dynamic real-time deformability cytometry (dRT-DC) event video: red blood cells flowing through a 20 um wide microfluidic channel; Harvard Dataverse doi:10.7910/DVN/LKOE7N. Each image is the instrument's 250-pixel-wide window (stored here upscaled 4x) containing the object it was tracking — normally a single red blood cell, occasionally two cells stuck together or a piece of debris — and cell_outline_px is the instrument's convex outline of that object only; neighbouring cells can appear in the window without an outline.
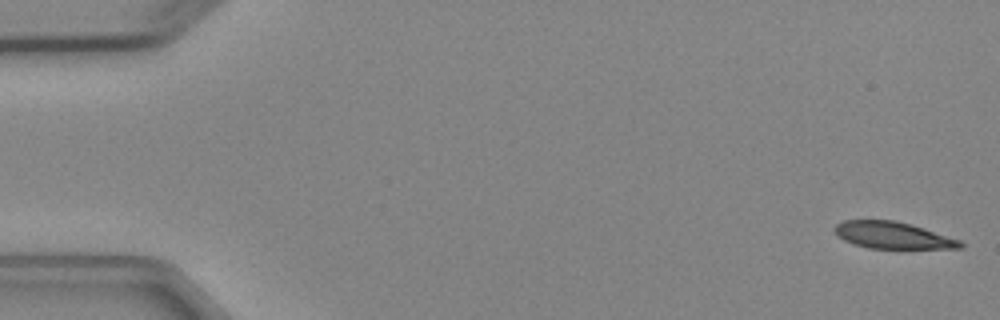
{"species": "Egyptian fruit bat (a non-hibernating species)", "species_latin": "Rousettus aegyptiacus", "temperature_condition": "cold", "stored_images_in_passage": 6, "camera_frame_rate_fps": 3000, "um_per_image_px": 0.085, "animal": {"sex": "female"}, "frame": {"image": 1, "passage_image": 1, "time_ms": 0.0, "image_size_px": [1000, 320], "cell_outline_px": [[964, 248], [868, 248], [844, 240], [832, 228], [836, 224], [844, 220], [896, 220], [924, 228], [960, 240], [964, 244]], "centroid_in_image_um": [75.89, 19.99], "position_along_channel_um": 9.1, "area_um2": 19.42}}